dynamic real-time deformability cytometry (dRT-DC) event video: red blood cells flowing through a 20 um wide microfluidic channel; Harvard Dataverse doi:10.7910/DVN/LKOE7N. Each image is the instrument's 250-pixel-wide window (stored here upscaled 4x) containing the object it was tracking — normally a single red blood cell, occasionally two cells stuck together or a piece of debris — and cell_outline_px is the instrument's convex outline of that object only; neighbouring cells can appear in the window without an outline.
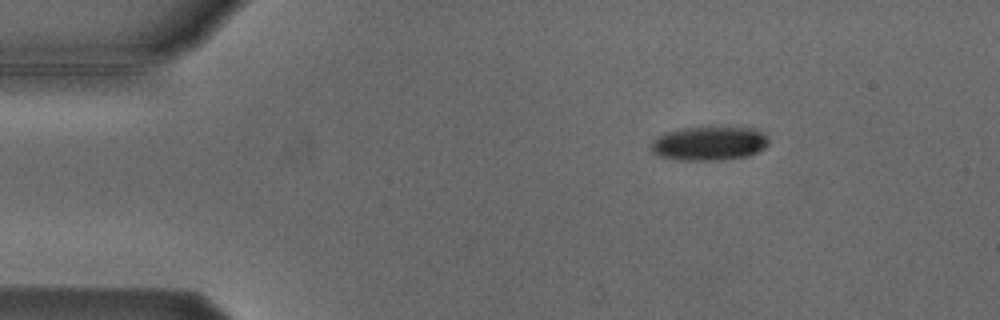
{"species": "Egyptian fruit bat (a non-hibernating species)", "species_latin": "Rousettus aegyptiacus", "temperature_condition": "cold", "stored_images_in_passage": 3, "camera_frame_rate_fps": 3000, "um_per_image_px": 0.085, "animal": {"sex": "male"}, "frame": {"image": 1, "passage_image": 1, "time_ms": 0.0, "image_size_px": [1000, 320], "cell_outline_px": [[768, 144], [764, 148], [748, 156], [720, 160], [680, 160], [660, 156], [652, 152], [652, 140], [664, 132], [684, 128], [756, 128], [764, 132], [768, 136]], "centroid_in_image_um": [60.3, 12.19], "position_along_channel_um": 24.7, "area_um2": 23.18}}